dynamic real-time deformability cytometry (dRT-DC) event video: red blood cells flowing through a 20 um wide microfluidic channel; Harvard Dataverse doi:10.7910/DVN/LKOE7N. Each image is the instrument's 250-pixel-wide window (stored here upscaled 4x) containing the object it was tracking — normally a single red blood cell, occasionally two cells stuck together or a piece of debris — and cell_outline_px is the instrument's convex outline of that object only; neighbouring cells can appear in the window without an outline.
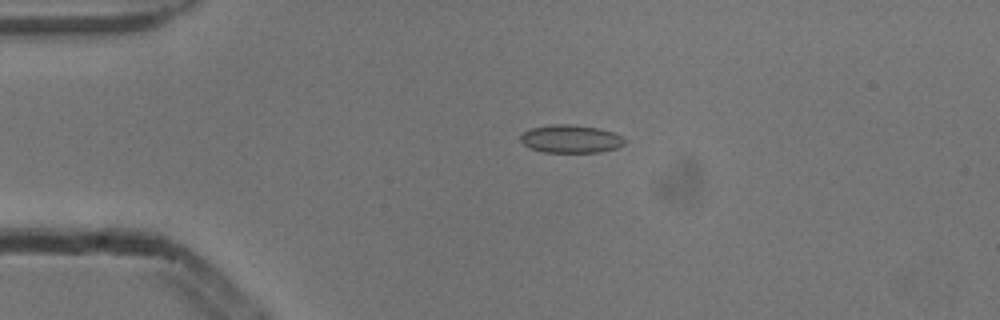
{"species": "common noctule bat (a hibernating species)", "species_latin": "Nyctalus noctula", "temperature_condition": "cold", "stored_images_in_passage": 5, "camera_frame_rate_fps": 3000, "um_per_image_px": 0.085, "animal": {"sex": "male", "body_mass_g": 13.3}, "frame": {"image": 1, "passage_image": 4, "time_ms": 1.0, "image_size_px": [1000, 320], "cell_outline_px": [[628, 140], [624, 144], [616, 148], [600, 152], [544, 152], [532, 148], [524, 144], [520, 140], [520, 136], [524, 132], [532, 128], [548, 124], [572, 124], [600, 128], [612, 132]], "centroid_in_image_um": [48.53, 11.8], "position_along_channel_um": 36.5, "area_um2": 16.99}}